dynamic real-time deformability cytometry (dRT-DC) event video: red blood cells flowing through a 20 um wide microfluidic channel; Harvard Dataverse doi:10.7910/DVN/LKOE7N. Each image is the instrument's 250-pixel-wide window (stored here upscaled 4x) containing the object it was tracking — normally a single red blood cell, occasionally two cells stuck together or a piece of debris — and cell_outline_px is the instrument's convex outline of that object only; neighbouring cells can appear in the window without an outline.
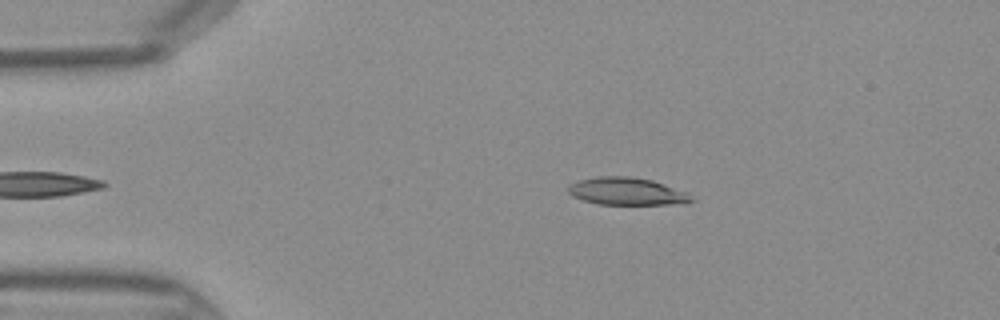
{"species": "Egyptian fruit bat (a non-hibernating species)", "species_latin": "Rousettus aegyptiacus", "temperature_condition": "warm", "stored_images_in_passage": 39, "camera_frame_rate_fps": 3000, "um_per_image_px": 0.085, "frame": {"image": 1, "passage_image": 9, "time_ms": 2.667, "image_size_px": [1000, 320], "cell_outline_px": [[696, 200], [668, 204], [600, 204], [584, 200], [572, 196], [568, 192], [568, 184], [580, 180], [596, 176], [628, 176], [652, 180], [688, 192]], "centroid_in_image_um": [53.26, 16.25], "position_along_channel_um": 31.7, "area_um2": 19.59}}
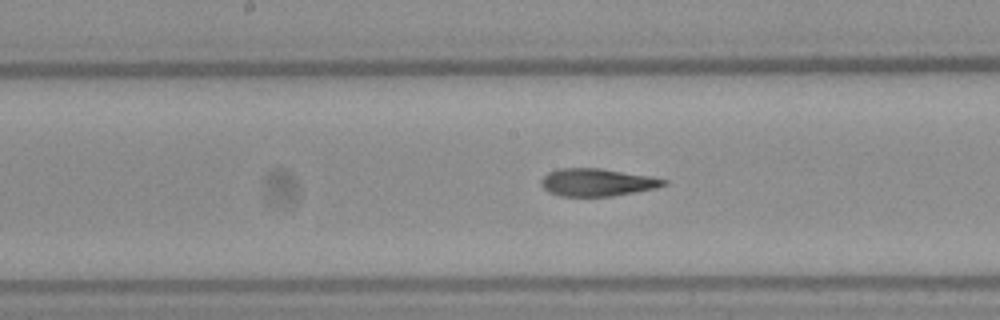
{"frame": {"image": 2, "passage_image": 23, "time_ms": 7.333, "image_size_px": [1000, 320], "cell_outline_px": [[668, 184], [656, 188], [612, 196], [560, 196], [548, 192], [540, 184], [540, 180], [548, 172], [560, 168], [600, 168], [648, 176], [668, 180]], "centroid_in_image_um": [50.73, 15.5], "position_along_channel_um": 197.5, "area_um2": 19.65}}
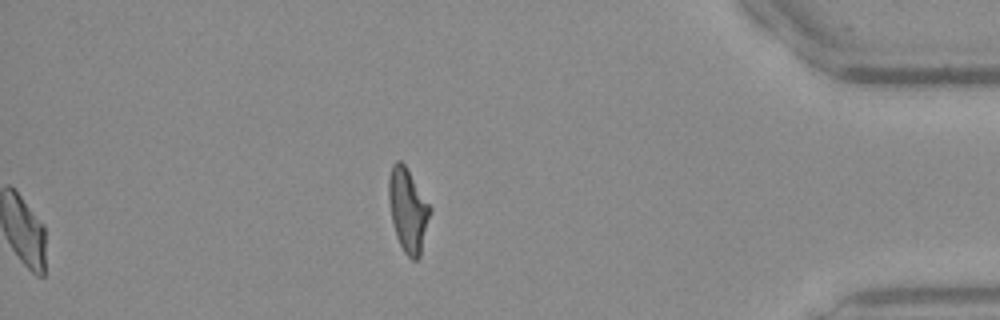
{"frame": {"image": 3, "passage_image": 39, "time_ms": 12.667, "image_size_px": [1000, 320], "cell_outline_px": [[432, 212], [420, 256], [416, 260], [412, 260], [404, 252], [396, 236], [392, 220], [388, 200], [388, 180], [392, 164], [396, 160], [400, 160], [404, 164], [432, 208]], "centroid_in_image_um": [34.68, 17.87], "position_along_channel_um": 400.5, "area_um2": 20.23}}